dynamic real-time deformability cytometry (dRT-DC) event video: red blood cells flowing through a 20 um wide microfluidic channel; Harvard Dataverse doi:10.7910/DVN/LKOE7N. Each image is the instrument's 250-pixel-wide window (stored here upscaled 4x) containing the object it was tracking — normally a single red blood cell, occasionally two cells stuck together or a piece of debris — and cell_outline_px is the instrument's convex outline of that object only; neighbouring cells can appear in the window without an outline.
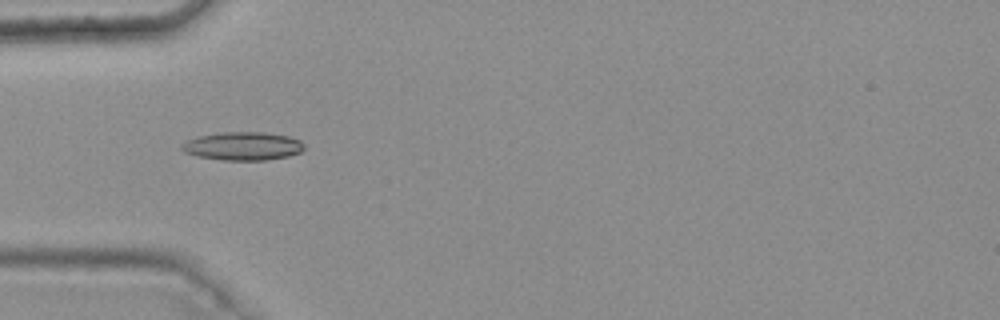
{"species": "common noctule bat (a hibernating species)", "species_latin": "Nyctalus noctula", "temperature_condition": "warm", "stored_images_in_passage": 8, "camera_frame_rate_fps": 3000, "um_per_image_px": 0.085, "animal": {"sex": "female", "body_mass_g": 25.1}, "frame": {"image": 1, "passage_image": 6, "time_ms": 1.667, "image_size_px": [1000, 320], "cell_outline_px": [[304, 148], [300, 152], [288, 156], [264, 160], [220, 160], [196, 156], [184, 152], [180, 148], [180, 144], [188, 140], [200, 136], [220, 132], [264, 132], [288, 136], [300, 140], [304, 144]], "centroid_in_image_um": [20.62, 12.42], "position_along_channel_um": 64.4, "area_um2": 20.23}}
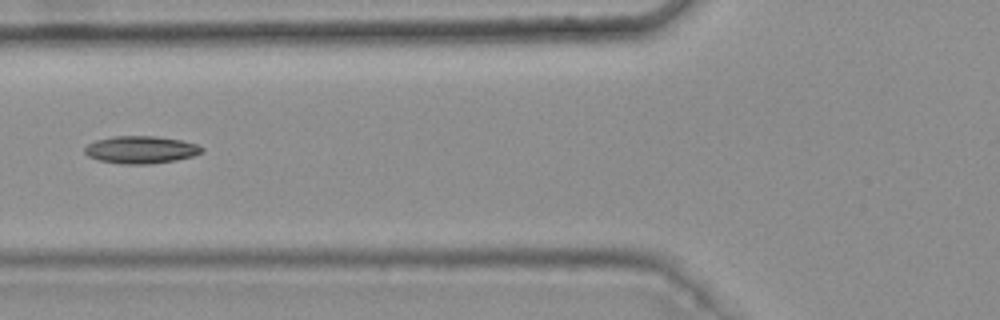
{"frame": {"image": 2, "passage_image": 7, "time_ms": 2.0, "image_size_px": [1000, 320], "cell_outline_px": [[204, 152], [192, 156], [176, 160], [148, 164], [124, 164], [100, 160], [88, 156], [84, 152], [84, 148], [88, 144], [96, 140], [112, 136], [156, 136], [180, 140], [196, 144], [204, 148]], "centroid_in_image_um": [11.98, 12.72], "position_along_channel_um": 113.8, "area_um2": 18.67}}
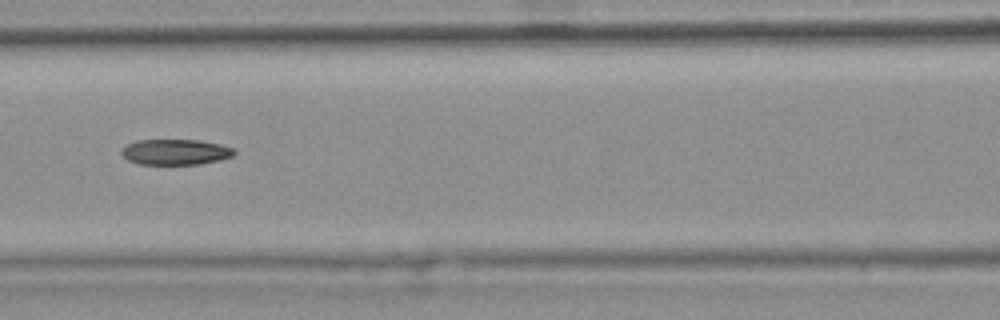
{"frame": {"image": 3, "passage_image": 8, "time_ms": 2.333, "image_size_px": [1000, 320], "cell_outline_px": [[236, 152], [232, 156], [220, 160], [200, 164], [140, 164], [128, 160], [120, 152], [120, 148], [136, 140], [200, 140], [220, 144], [232, 148]], "centroid_in_image_um": [14.9, 12.91], "position_along_channel_um": 151.7, "area_um2": 16.82}}